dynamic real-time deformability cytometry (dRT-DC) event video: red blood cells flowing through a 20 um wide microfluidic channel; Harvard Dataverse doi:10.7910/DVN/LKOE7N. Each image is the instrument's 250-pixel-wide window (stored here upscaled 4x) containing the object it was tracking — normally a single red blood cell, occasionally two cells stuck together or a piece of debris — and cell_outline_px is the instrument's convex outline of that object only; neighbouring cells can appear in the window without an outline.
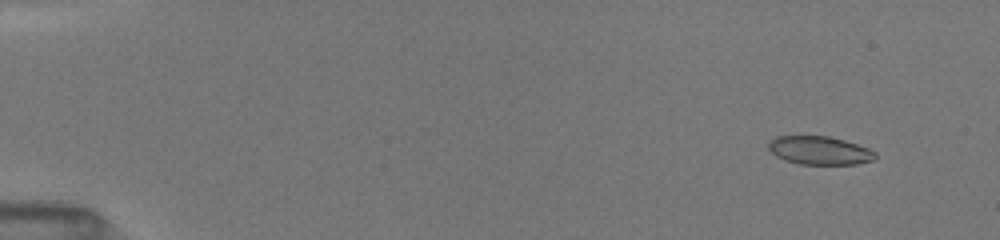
{"species": "common noctule bat (a hibernating species)", "species_latin": "Nyctalus noctula", "temperature_condition": "room temperature", "stored_images_in_passage": 11, "camera_frame_rate_fps": 3000, "um_per_image_px": 0.085, "animal": {"sex": "female", "body_mass_g": 19.5, "forearm_length_mm": 54.1}, "frame": {"image": 1, "passage_image": 4, "time_ms": 1.333, "image_size_px": [1000, 240], "cell_outline_px": [[876, 160], [856, 164], [800, 164], [784, 160], [776, 156], [768, 148], [768, 140], [776, 136], [828, 136], [844, 140], [868, 148], [876, 152]], "centroid_in_image_um": [69.65, 12.79], "position_along_channel_um": 15.3, "area_um2": 17.74}}